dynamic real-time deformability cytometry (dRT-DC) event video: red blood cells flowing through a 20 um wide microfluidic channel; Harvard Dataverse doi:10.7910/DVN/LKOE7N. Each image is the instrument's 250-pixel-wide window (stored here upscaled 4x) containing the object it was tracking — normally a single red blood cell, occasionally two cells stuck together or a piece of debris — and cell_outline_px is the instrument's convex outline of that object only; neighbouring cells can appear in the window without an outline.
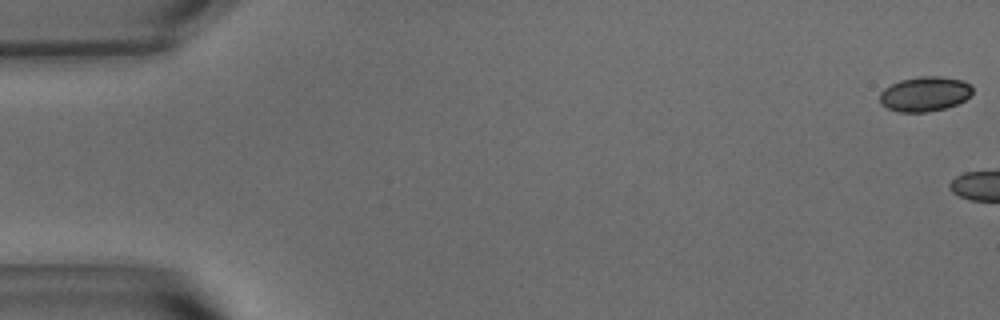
{"species": "common noctule bat (a hibernating species)", "species_latin": "Nyctalus noctula", "temperature_condition": "warm", "stored_images_in_passage": 5, "camera_frame_rate_fps": 3000, "um_per_image_px": 0.085, "animal": {"sex": "male", "body_mass_g": 15.6}, "frame": {"image": 1, "passage_image": 1, "time_ms": 0.0, "image_size_px": [1000, 320], "cell_outline_px": [[972, 92], [964, 100], [956, 104], [944, 108], [924, 112], [900, 112], [888, 108], [880, 104], [880, 92], [884, 88], [900, 80], [920, 76], [940, 76], [960, 80], [972, 84]], "centroid_in_image_um": [78.59, 7.98], "position_along_channel_um": 6.4, "area_um2": 18.67}}